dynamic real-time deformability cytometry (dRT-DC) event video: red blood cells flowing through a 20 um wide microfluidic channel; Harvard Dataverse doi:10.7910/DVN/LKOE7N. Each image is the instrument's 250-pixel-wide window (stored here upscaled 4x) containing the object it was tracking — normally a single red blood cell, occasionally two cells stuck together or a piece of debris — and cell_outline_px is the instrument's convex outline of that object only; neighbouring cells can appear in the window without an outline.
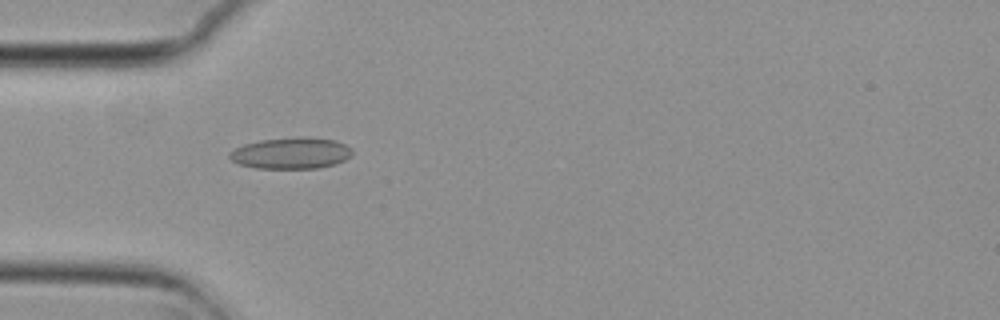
{"species": "common noctule bat (a hibernating species)", "species_latin": "Nyctalus noctula", "temperature_condition": "cold", "stored_images_in_passage": 55, "camera_frame_rate_fps": 3000, "um_per_image_px": 0.085, "animal": {"sex": "female", "body_mass_g": 29.2, "forearm_length_mm": 56.3}, "frame": {"image": 1, "passage_image": 17, "time_ms": 5.333, "image_size_px": [1000, 320], "cell_outline_px": [[352, 156], [336, 164], [316, 168], [256, 168], [240, 164], [232, 160], [228, 156], [228, 152], [244, 144], [260, 140], [296, 136], [304, 136], [336, 140], [352, 148]], "centroid_in_image_um": [24.76, 13.0], "position_along_channel_um": 60.2, "area_um2": 22.6}}
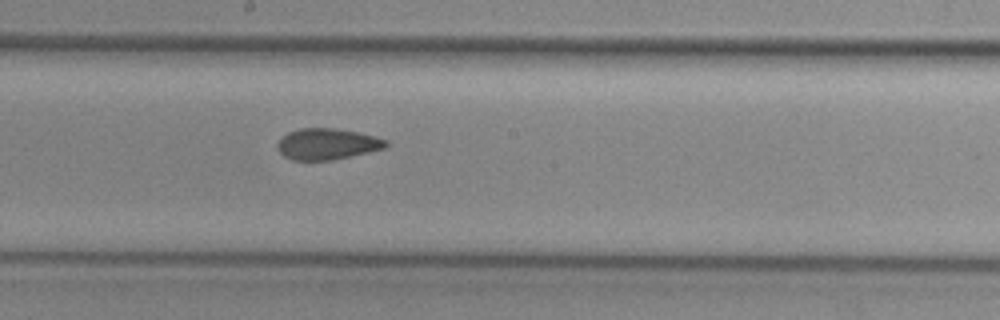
{"frame": {"image": 2, "passage_image": 30, "time_ms": 9.667, "image_size_px": [1000, 320], "cell_outline_px": [[388, 144], [384, 148], [368, 152], [332, 160], [292, 160], [284, 156], [280, 152], [276, 144], [288, 132], [300, 128], [336, 128], [356, 132], [388, 140]], "centroid_in_image_um": [27.79, 12.24], "position_along_channel_um": 220.4, "area_um2": 19.48}}
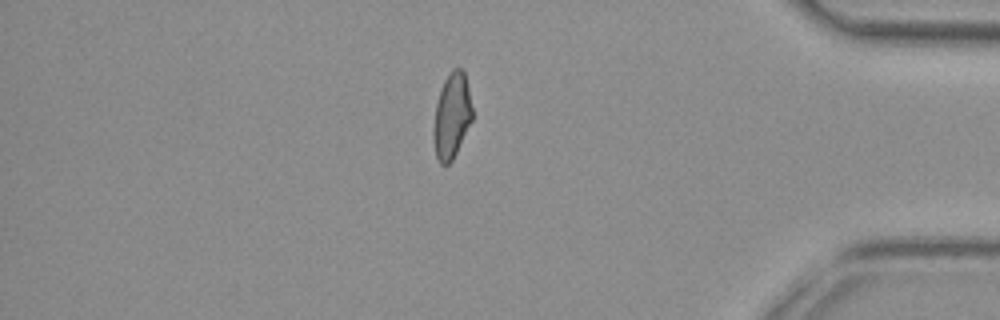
{"frame": {"image": 3, "passage_image": 47, "time_ms": 15.333, "image_size_px": [1000, 320], "cell_outline_px": [[472, 120], [452, 160], [448, 164], [440, 164], [436, 156], [432, 136], [432, 132], [436, 104], [444, 80], [448, 72], [452, 68], [460, 68], [464, 72], [468, 88], [472, 108]], "centroid_in_image_um": [38.38, 9.84], "position_along_channel_um": 396.8, "area_um2": 19.19}, "authors_computed_cell_mechanics": {"area_um2": 20.3456, "velocity_mm_per_s": 3.7467, "shape_relaxation_time_tau1_ms": null, "shape_relaxation_time_tau2_ms": 2.893, "deformation_change_tau1": null, "deformation_change_tau2": 0.0706}}